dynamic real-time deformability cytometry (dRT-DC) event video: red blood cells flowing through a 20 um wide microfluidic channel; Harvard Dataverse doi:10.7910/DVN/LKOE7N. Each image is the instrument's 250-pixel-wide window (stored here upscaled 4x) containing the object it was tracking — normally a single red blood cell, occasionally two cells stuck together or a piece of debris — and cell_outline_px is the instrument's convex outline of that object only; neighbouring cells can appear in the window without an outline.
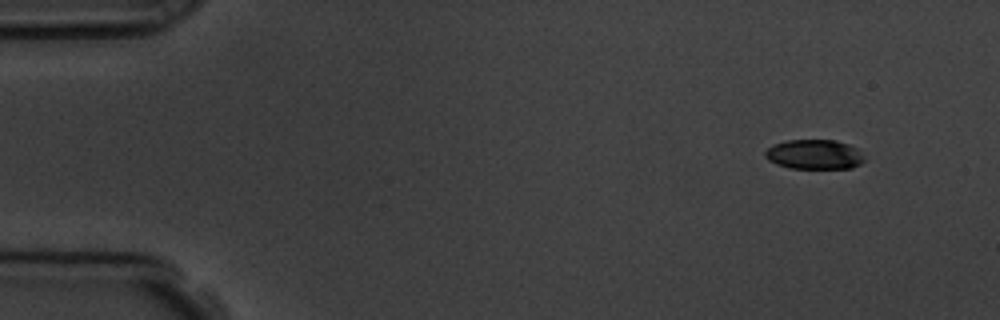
{"species": "common noctule bat (a hibernating species)", "species_latin": "Nyctalus noctula", "temperature_condition": "room temperature", "stored_images_in_passage": 50, "camera_frame_rate_fps": 3000, "um_per_image_px": 0.085, "animal": {"sex": "male", "body_mass_g": 19.5, "forearm_length_mm": 54.6}, "frame": {"image": 1, "passage_image": 1, "time_ms": 0.0, "image_size_px": [1000, 320], "cell_outline_px": [[864, 160], [860, 164], [852, 168], [788, 168], [776, 164], [768, 160], [764, 156], [764, 152], [772, 144], [788, 140], [836, 140], [848, 144], [856, 148], [864, 156]], "centroid_in_image_um": [69.19, 13.12], "position_along_channel_um": 15.8, "area_um2": 17.22}}
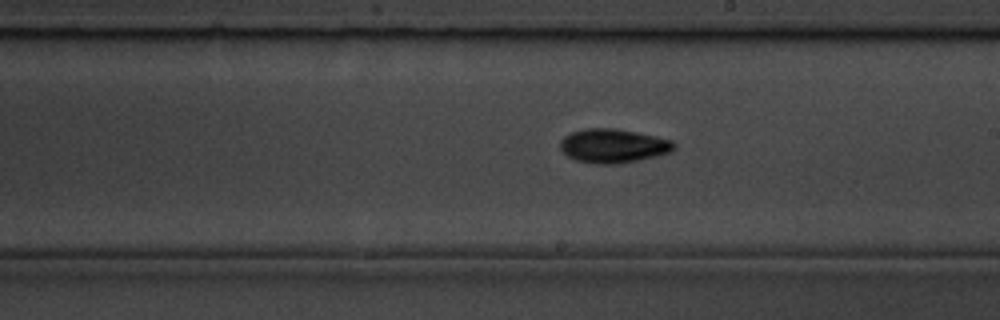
{"frame": {"image": 2, "passage_image": 27, "time_ms": 8.667, "image_size_px": [1000, 320], "cell_outline_px": [[676, 148], [668, 152], [656, 156], [616, 164], [596, 164], [576, 160], [568, 156], [560, 148], [560, 140], [564, 136], [572, 132], [584, 128], [616, 128], [656, 136], [672, 140], [676, 144]], "centroid_in_image_um": [52.11, 12.38], "position_along_channel_um": 236.9, "area_um2": 22.48}}
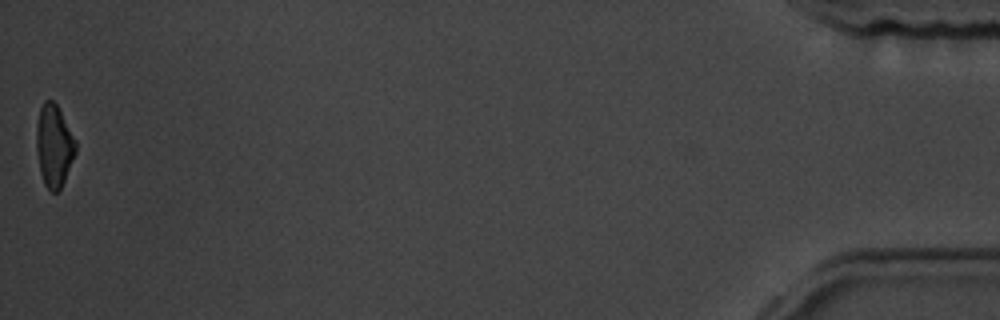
{"frame": {"image": 3, "passage_image": 50, "time_ms": 16.333, "image_size_px": [1000, 320], "cell_outline_px": [[76, 152], [64, 180], [60, 188], [56, 192], [52, 192], [44, 184], [40, 172], [36, 148], [36, 124], [40, 108], [44, 100], [52, 100], [56, 104], [76, 140]], "centroid_in_image_um": [4.57, 12.37], "position_along_channel_um": 430.6, "area_um2": 18.67}, "authors_computed_cell_mechanics": {"area_um2": 20.0566, "velocity_mm_per_s": 3.8101, "shape_relaxation_time_tau1_ms": 3.0343, "shape_relaxation_time_tau2_ms": 11.1556, "deformation_change_tau1": 0.1157, "deformation_change_tau2": 0.2059}}